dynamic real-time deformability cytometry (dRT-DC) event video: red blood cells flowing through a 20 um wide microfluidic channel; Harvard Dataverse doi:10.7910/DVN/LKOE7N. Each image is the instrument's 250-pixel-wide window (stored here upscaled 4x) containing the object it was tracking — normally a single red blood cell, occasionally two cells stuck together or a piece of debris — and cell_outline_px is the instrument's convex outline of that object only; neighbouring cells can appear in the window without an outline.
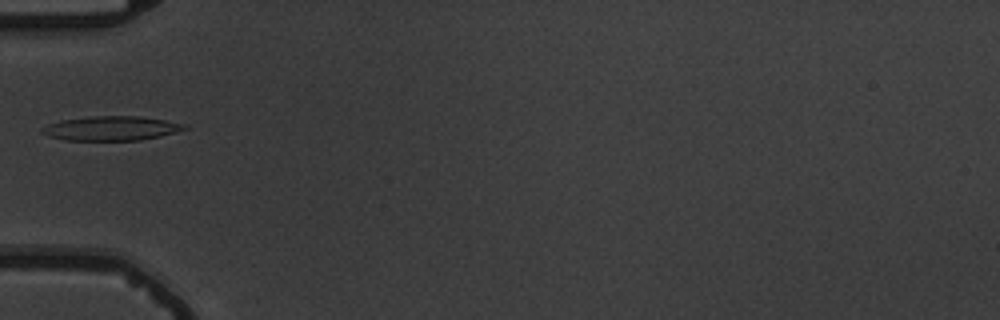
{"species": "common noctule bat (a hibernating species)", "species_latin": "Nyctalus noctula", "temperature_condition": "warm", "stored_images_in_passage": 5, "camera_frame_rate_fps": 3000, "um_per_image_px": 0.085, "animal": {"sex": "male", "body_mass_g": 19.5, "forearm_length_mm": 54.6}, "frame": {"image": 1, "passage_image": 5, "time_ms": 5.333, "image_size_px": [1000, 320], "cell_outline_px": [[188, 128], [176, 132], [160, 136], [140, 140], [64, 140], [48, 136], [40, 132], [40, 128], [48, 124], [60, 120], [88, 116], [140, 116], [164, 120], [184, 124]], "centroid_in_image_um": [9.4, 10.9], "position_along_channel_um": 75.6, "area_um2": 20.23}}